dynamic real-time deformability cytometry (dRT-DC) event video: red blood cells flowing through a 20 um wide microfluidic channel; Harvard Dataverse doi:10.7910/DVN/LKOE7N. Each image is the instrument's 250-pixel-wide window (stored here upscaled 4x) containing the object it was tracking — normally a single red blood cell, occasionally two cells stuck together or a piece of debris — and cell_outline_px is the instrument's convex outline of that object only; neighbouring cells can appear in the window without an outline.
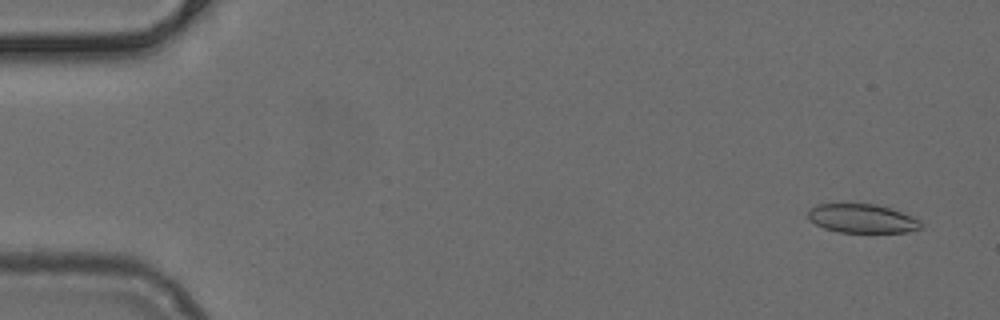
{"species": "common noctule bat (a hibernating species)", "species_latin": "Nyctalus noctula", "temperature_condition": "cold", "stored_images_in_passage": 51, "camera_frame_rate_fps": 3000, "um_per_image_px": 0.085, "animal": {"sex": "female", "body_mass_g": 24.6, "forearm_length_mm": 56.2}, "frame": {"image": 1, "passage_image": 3, "time_ms": 0.667, "image_size_px": [1000, 320], "cell_outline_px": [[924, 220], [920, 228], [904, 232], [840, 232], [824, 228], [808, 220], [808, 212], [816, 204], [876, 204]], "centroid_in_image_um": [73.28, 18.57], "position_along_channel_um": 11.7, "area_um2": 18.84}}
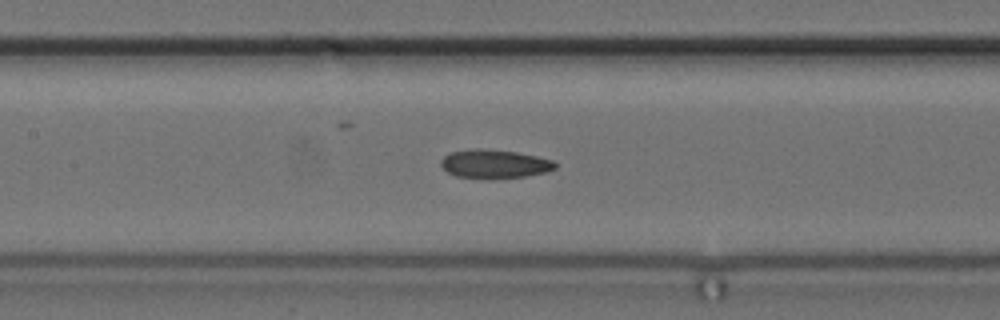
{"frame": {"image": 2, "passage_image": 24, "time_ms": 7.667, "image_size_px": [1000, 320], "cell_outline_px": [[556, 168], [548, 172], [524, 176], [456, 176], [448, 172], [440, 164], [440, 160], [444, 156], [452, 152], [476, 148], [480, 148], [516, 152], [536, 156], [552, 160], [556, 164]], "centroid_in_image_um": [42.05, 13.89], "position_along_channel_um": 165.4, "area_um2": 18.26}}
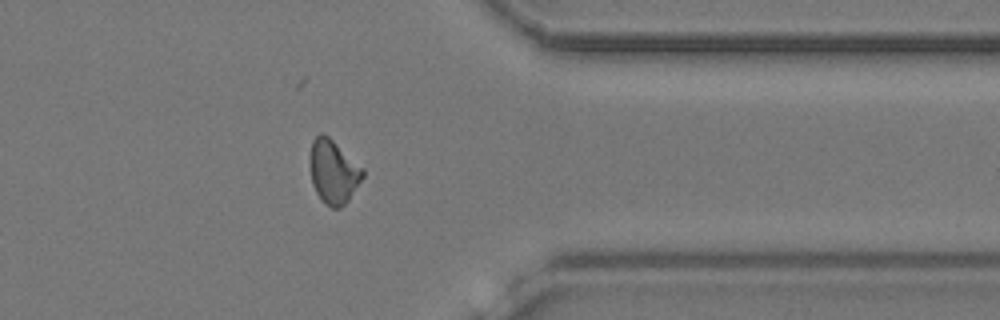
{"frame": {"image": 3, "passage_image": 41, "time_ms": 13.333, "image_size_px": [1000, 320], "cell_outline_px": [[364, 176], [348, 200], [340, 208], [332, 208], [324, 204], [316, 192], [312, 184], [312, 140], [320, 132], [324, 132], [364, 168]], "centroid_in_image_um": [28.37, 14.6], "position_along_channel_um": 383.0, "area_um2": 19.31}}